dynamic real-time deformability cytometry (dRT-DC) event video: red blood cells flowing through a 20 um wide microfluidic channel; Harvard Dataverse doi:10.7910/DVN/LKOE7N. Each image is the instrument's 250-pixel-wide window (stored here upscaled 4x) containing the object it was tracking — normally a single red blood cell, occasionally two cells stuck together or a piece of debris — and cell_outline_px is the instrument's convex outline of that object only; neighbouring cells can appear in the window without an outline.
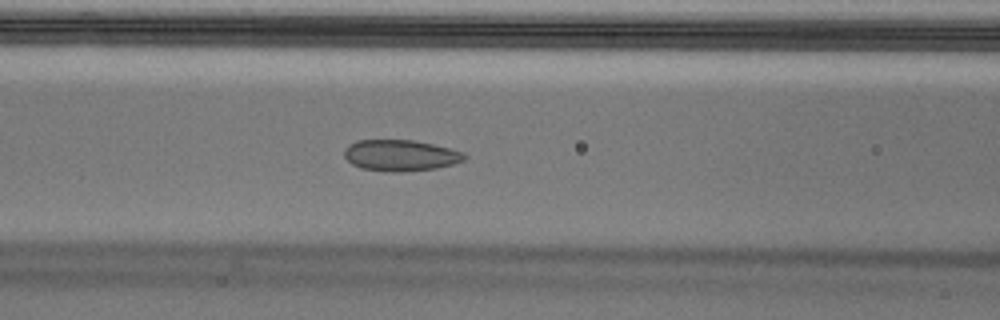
{"species": "Egyptian fruit bat (a non-hibernating species)", "species_latin": "Rousettus aegyptiacus", "temperature_condition": "cold", "stored_images_in_passage": 51, "segment_of_instrument_passage": [1, 2], "camera_frame_rate_fps": 3000, "um_per_image_px": 0.085, "animal": {"sex": "male"}, "frame": {"image": 1, "passage_image": 18, "time_ms": 5.667, "image_size_px": [1000, 320], "cell_outline_px": [[468, 156], [464, 160], [452, 164], [436, 168], [396, 172], [392, 172], [360, 168], [352, 164], [344, 156], [344, 148], [348, 144], [356, 140], [412, 140], [432, 144], [464, 152]], "centroid_in_image_um": [34.01, 13.2], "position_along_channel_um": 132.6, "area_um2": 21.79}}
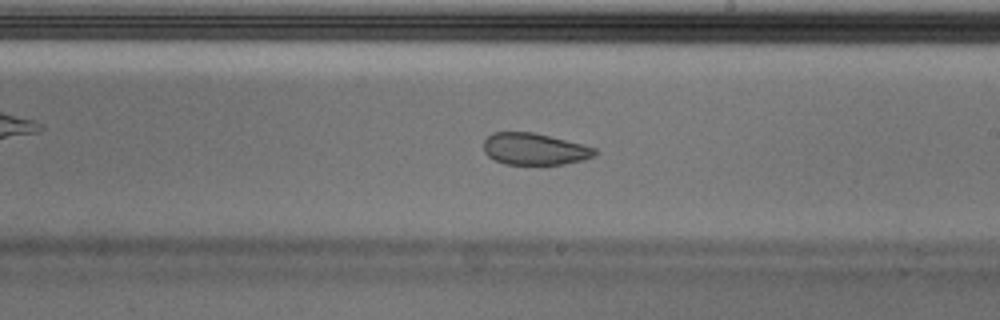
{"frame": {"image": 2, "passage_image": 27, "time_ms": 8.667, "image_size_px": [1000, 320], "cell_outline_px": [[600, 152], [596, 156], [584, 160], [564, 164], [504, 164], [488, 156], [484, 152], [484, 140], [492, 132], [532, 132], [596, 148]], "centroid_in_image_um": [45.45, 12.67], "position_along_channel_um": 243.6, "area_um2": 20.52}}
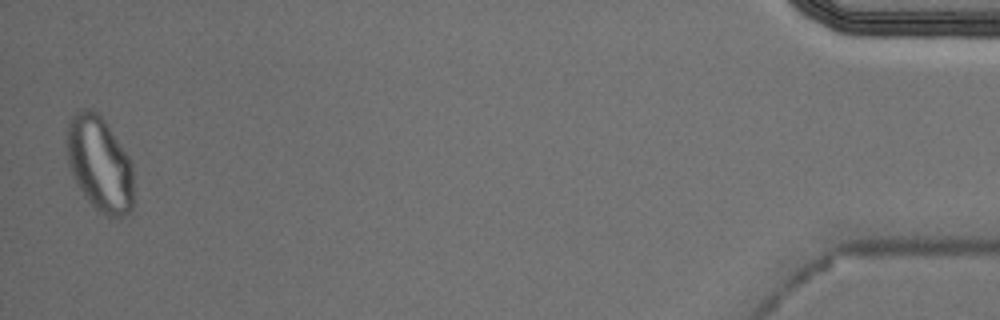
{"frame": {"image": 3, "passage_image": 49, "time_ms": 16.0, "image_size_px": [1000, 320], "cell_outline_px": [[132, 208], [124, 216], [108, 216], [100, 212], [88, 200], [72, 176], [68, 164], [68, 124], [72, 116], [80, 108], [92, 108], [104, 120], [132, 160]], "centroid_in_image_um": [8.47, 13.91], "position_along_channel_um": 426.7, "area_um2": 36.59}}